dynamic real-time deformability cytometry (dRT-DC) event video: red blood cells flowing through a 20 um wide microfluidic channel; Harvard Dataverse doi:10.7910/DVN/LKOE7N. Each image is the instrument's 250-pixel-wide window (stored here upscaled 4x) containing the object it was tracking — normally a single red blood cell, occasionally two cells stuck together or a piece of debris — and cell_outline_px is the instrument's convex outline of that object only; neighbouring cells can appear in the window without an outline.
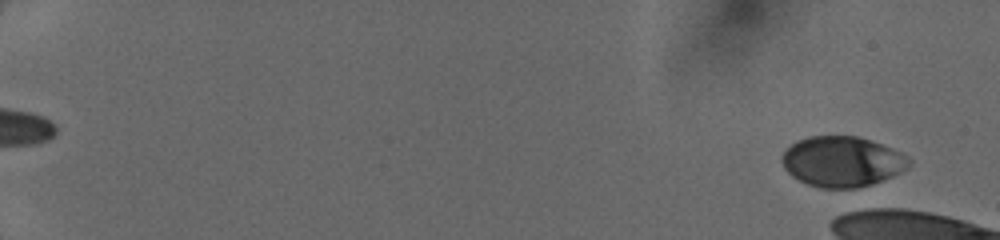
{"species": "human", "species_latin": "Homo sapiens", "temperature_condition": "cold", "stored_images_in_passage": 8, "camera_frame_rate_fps": 3000, "um_per_image_px": 0.085, "donor": {"sex": "female"}, "frame": {"image": 1, "passage_image": 3, "time_ms": 0.667, "image_size_px": [1000, 240], "cell_outline_px": [[912, 164], [908, 168], [892, 176], [872, 184], [856, 188], [820, 188], [808, 184], [792, 176], [784, 168], [780, 160], [780, 156], [796, 140], [812, 136], [856, 136], [892, 148], [908, 156], [912, 160]], "centroid_in_image_um": [71.58, 13.74], "position_along_channel_um": 13.4, "area_um2": 37.34}}